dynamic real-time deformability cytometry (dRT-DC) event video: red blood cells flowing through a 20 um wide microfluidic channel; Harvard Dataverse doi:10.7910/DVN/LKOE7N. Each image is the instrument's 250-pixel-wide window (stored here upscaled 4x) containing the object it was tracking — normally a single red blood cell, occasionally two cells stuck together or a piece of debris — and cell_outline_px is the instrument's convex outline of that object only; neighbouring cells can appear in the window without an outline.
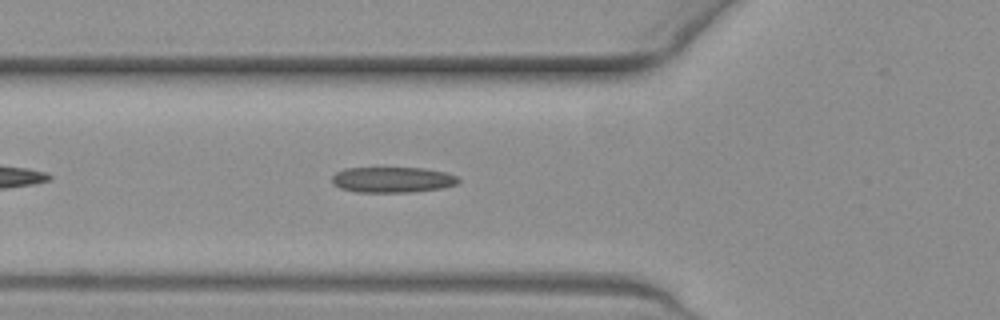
{"species": "common noctule bat (a hibernating species)", "species_latin": "Nyctalus noctula", "temperature_condition": "warm", "stored_images_in_passage": 26, "camera_frame_rate_fps": 3000, "um_per_image_px": 0.085, "animal": {"sex": "female", "body_mass_g": 19.3, "forearm_length_mm": 54.1}, "frame": {"image": 1, "passage_image": 7, "time_ms": 2.0, "image_size_px": [1000, 320], "cell_outline_px": [[460, 180], [456, 184], [440, 188], [412, 192], [356, 192], [340, 188], [332, 184], [332, 176], [336, 172], [344, 168], [424, 168], [444, 172], [456, 176]], "centroid_in_image_um": [33.31, 15.27], "position_along_channel_um": 92.5, "area_um2": 18.84}}
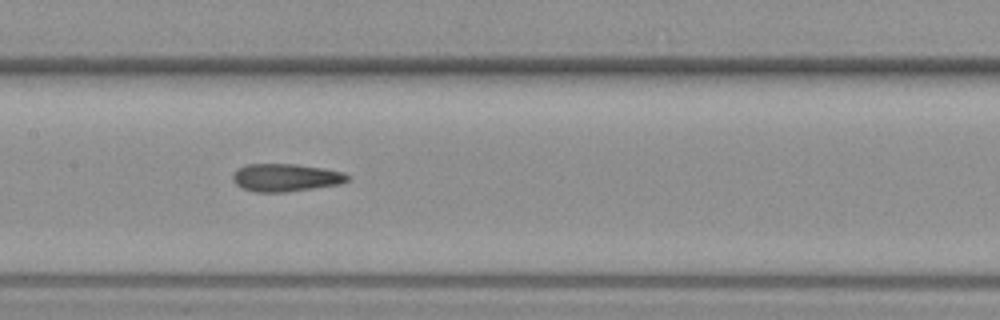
{"frame": {"image": 2, "passage_image": 14, "time_ms": 4.333, "image_size_px": [1000, 320], "cell_outline_px": [[348, 180], [340, 184], [284, 192], [256, 192], [240, 188], [232, 180], [232, 176], [240, 168], [248, 164], [296, 164], [324, 168], [344, 172], [348, 176]], "centroid_in_image_um": [24.28, 15.09], "position_along_channel_um": 183.1, "area_um2": 18.44}}
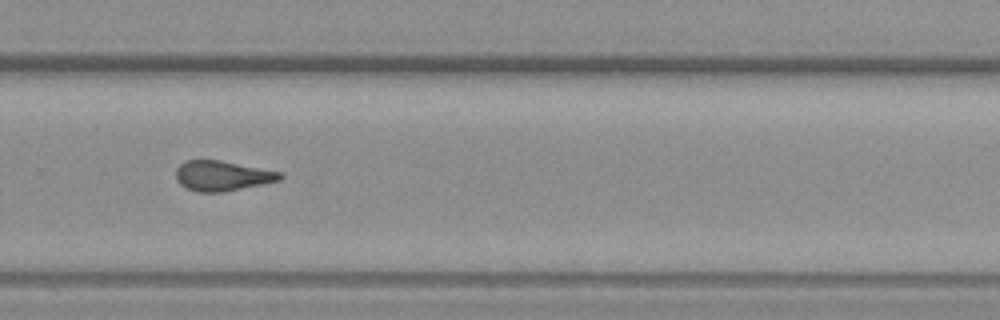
{"frame": {"image": 3, "passage_image": 24, "time_ms": 7.667, "image_size_px": [1000, 320], "cell_outline_px": [[284, 176], [280, 180], [220, 192], [196, 192], [180, 184], [176, 180], [176, 168], [180, 164], [188, 160], [220, 160], [280, 172]], "centroid_in_image_um": [18.85, 14.93], "position_along_channel_um": 311.0, "area_um2": 17.92}}